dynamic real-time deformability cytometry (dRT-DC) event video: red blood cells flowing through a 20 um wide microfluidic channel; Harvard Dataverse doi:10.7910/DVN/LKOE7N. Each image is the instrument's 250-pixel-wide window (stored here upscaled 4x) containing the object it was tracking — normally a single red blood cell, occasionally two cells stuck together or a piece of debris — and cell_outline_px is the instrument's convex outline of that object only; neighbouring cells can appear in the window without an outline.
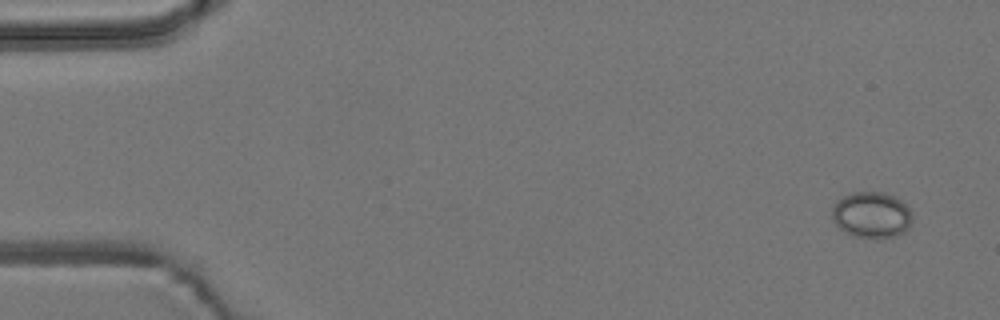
{"species": "common noctule bat (a hibernating species)", "species_latin": "Nyctalus noctula", "temperature_condition": "room temperature", "stored_images_in_passage": 5, "camera_frame_rate_fps": 3000, "um_per_image_px": 0.085, "animal": {"sex": "male", "body_mass_g": 19.2, "forearm_length_mm": 51.8}, "frame": {"image": 1, "passage_image": 1, "time_ms": 0.0, "image_size_px": [1000, 320], "cell_outline_px": [[912, 220], [908, 228], [904, 232], [896, 236], [852, 236], [840, 228], [832, 220], [832, 208], [836, 200], [852, 192], [884, 192], [900, 200], [912, 212]], "centroid_in_image_um": [74.07, 18.24], "position_along_channel_um": 10.9, "area_um2": 21.27}}